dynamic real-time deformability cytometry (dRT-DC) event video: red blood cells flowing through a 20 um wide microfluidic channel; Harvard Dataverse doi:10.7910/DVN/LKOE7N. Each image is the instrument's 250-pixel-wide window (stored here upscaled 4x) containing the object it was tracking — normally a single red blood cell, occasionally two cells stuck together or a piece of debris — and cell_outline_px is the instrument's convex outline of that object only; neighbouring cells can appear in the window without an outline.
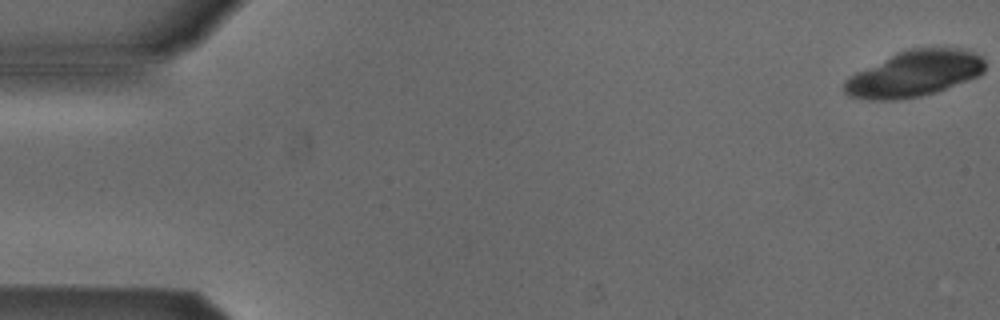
{"species": "Egyptian fruit bat (a non-hibernating species)", "species_latin": "Rousettus aegyptiacus", "temperature_condition": "cold", "stored_images_in_passage": 5, "camera_frame_rate_fps": 3000, "um_per_image_px": 0.085, "animal": {"sex": "male"}, "frame": {"image": 1, "passage_image": 1, "time_ms": 0.0, "image_size_px": [1000, 320], "cell_outline_px": [[984, 72], [980, 76], [936, 92], [920, 96], [896, 100], [868, 100], [848, 96], [844, 92], [844, 80], [848, 76], [896, 52], [908, 48], [956, 48], [972, 52], [980, 56], [984, 60]], "centroid_in_image_um": [77.69, 6.27], "position_along_channel_um": 7.3, "area_um2": 37.8}}
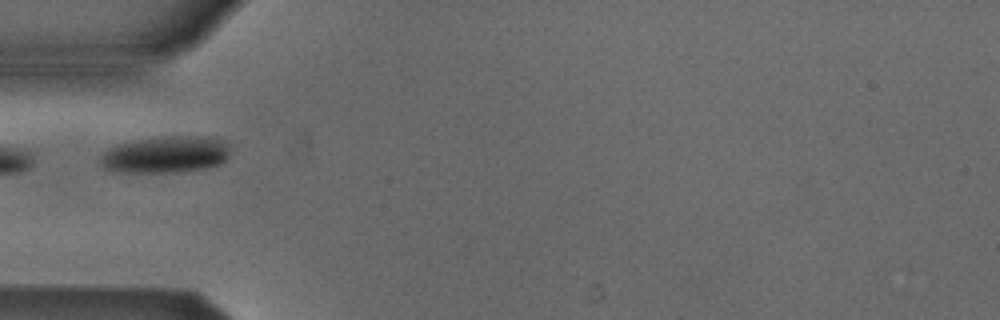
{"frame": {"image": 2, "passage_image": 5, "time_ms": 1.333, "image_size_px": [1000, 320], "cell_outline_px": [[228, 156], [220, 164], [204, 168], [164, 172], [128, 172], [104, 168], [100, 160], [100, 156], [108, 148], [116, 144], [136, 140], [164, 136], [212, 136], [228, 144]], "centroid_in_image_um": [14.07, 13.11], "position_along_channel_um": 70.9, "area_um2": 27.51}}